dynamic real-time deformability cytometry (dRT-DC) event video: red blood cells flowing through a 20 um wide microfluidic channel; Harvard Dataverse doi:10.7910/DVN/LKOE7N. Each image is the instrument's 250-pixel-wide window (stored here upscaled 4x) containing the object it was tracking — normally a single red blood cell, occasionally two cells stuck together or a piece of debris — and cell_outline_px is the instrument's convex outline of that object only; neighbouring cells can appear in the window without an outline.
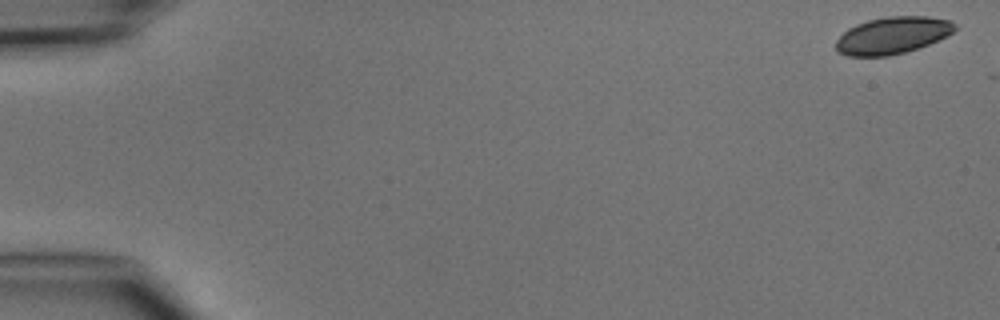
{"species": "common noctule bat (a hibernating species)", "species_latin": "Nyctalus noctula", "temperature_condition": "cold", "stored_images_in_passage": 2, "camera_frame_rate_fps": 3000, "um_per_image_px": 0.085, "animal": {"sex": "male", "body_mass_g": 15.6}, "frame": {"image": 1, "passage_image": 1, "time_ms": 0.0, "image_size_px": [1000, 320], "cell_outline_px": [[956, 28], [948, 36], [928, 44], [904, 52], [888, 56], [848, 56], [836, 52], [836, 40], [848, 28], [856, 24], [868, 20], [888, 16], [928, 16], [948, 20], [956, 24]], "centroid_in_image_um": [75.84, 3.0], "position_along_channel_um": 9.2, "area_um2": 25.61}}